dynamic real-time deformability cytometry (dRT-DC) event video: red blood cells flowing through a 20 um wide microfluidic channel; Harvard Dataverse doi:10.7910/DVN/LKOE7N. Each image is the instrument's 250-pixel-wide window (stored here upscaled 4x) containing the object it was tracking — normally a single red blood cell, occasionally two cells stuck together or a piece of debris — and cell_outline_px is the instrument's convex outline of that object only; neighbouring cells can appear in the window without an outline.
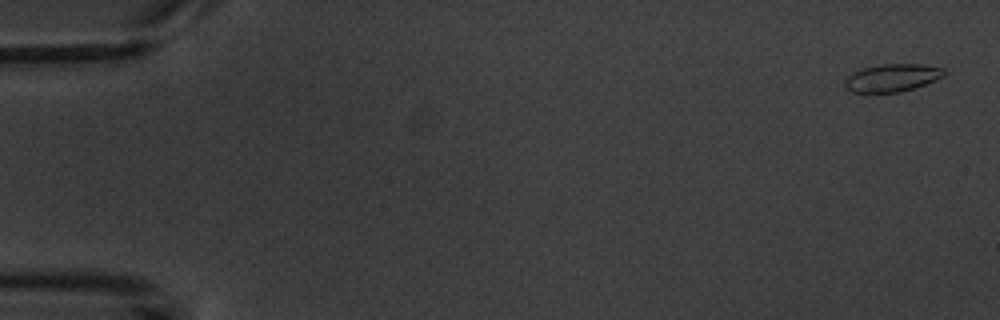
{"species": "common noctule bat (a hibernating species)", "species_latin": "Nyctalus noctula", "temperature_condition": "warm", "stored_images_in_passage": 5, "camera_frame_rate_fps": 3000, "um_per_image_px": 0.085, "animal": {"sex": "male", "body_mass_g": 20.1, "forearm_length_mm": 53.5}, "frame": {"image": 1, "passage_image": 1, "time_ms": 0.0, "image_size_px": [1000, 320], "cell_outline_px": [[944, 76], [924, 84], [900, 92], [852, 92], [844, 88], [844, 80], [848, 76], [864, 68], [880, 64], [924, 64], [944, 68]], "centroid_in_image_um": [75.82, 6.61], "position_along_channel_um": 9.2, "area_um2": 15.84}}
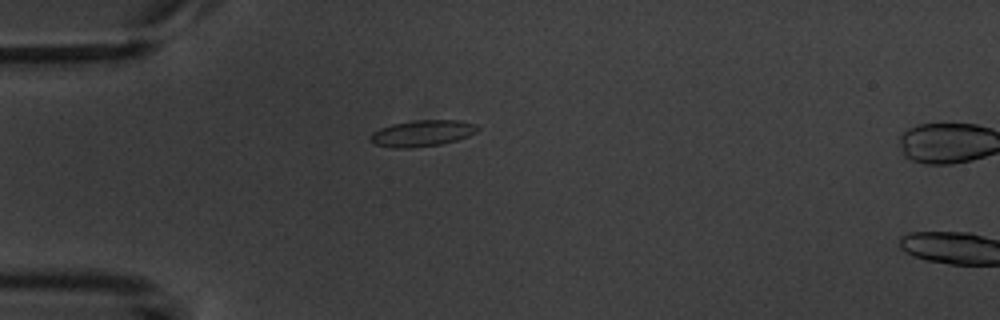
{"frame": {"image": 2, "passage_image": 4, "time_ms": 4.667, "image_size_px": [1000, 320], "cell_outline_px": [[480, 128], [476, 132], [468, 136], [456, 140], [440, 144], [412, 148], [392, 148], [376, 144], [368, 140], [372, 132], [380, 128], [392, 124], [416, 120], [460, 120], [476, 124]], "centroid_in_image_um": [35.88, 11.32], "position_along_channel_um": 49.1, "area_um2": 16.47}}